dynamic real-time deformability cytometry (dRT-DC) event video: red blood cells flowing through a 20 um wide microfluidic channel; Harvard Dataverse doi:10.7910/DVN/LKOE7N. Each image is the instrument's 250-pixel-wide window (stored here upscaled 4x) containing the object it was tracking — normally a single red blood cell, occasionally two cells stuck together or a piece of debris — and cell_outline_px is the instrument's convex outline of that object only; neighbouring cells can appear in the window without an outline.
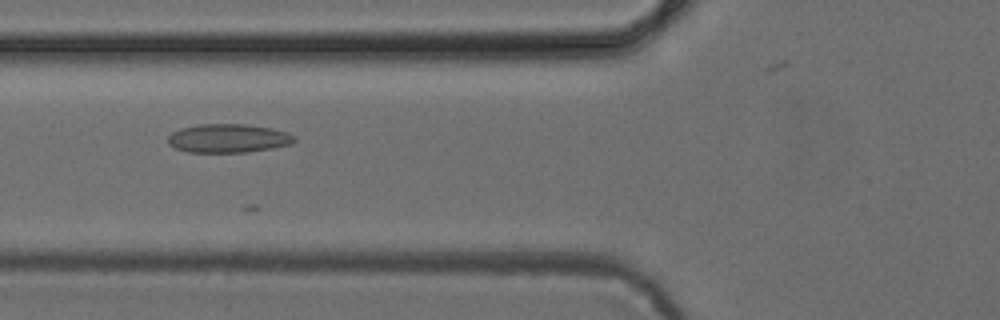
{"species": "common noctule bat (a hibernating species)", "species_latin": "Nyctalus noctula", "temperature_condition": "cold", "stored_images_in_passage": 37, "camera_frame_rate_fps": 3000, "um_per_image_px": 0.085, "animal": {"sex": "female", "body_mass_g": 24.6, "forearm_length_mm": 56.2}, "frame": {"image": 1, "passage_image": 12, "time_ms": 3.667, "image_size_px": [1000, 320], "cell_outline_px": [[296, 140], [292, 144], [272, 148], [244, 152], [188, 152], [176, 148], [168, 144], [168, 136], [172, 132], [180, 128], [200, 124], [244, 124], [272, 128], [288, 132], [296, 136]], "centroid_in_image_um": [19.42, 11.75], "position_along_channel_um": 106.4, "area_um2": 21.21}}
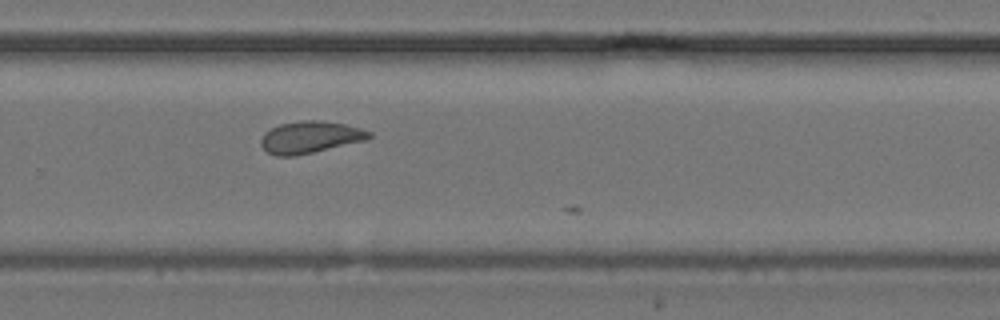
{"frame": {"image": 2, "passage_image": 27, "time_ms": 8.667, "image_size_px": [1000, 320], "cell_outline_px": [[372, 136], [368, 140], [296, 156], [276, 156], [268, 152], [260, 144], [260, 140], [264, 132], [280, 124], [300, 120], [320, 120], [344, 124], [360, 128], [372, 132]], "centroid_in_image_um": [26.37, 11.66], "position_along_channel_um": 303.4, "area_um2": 20.29}}
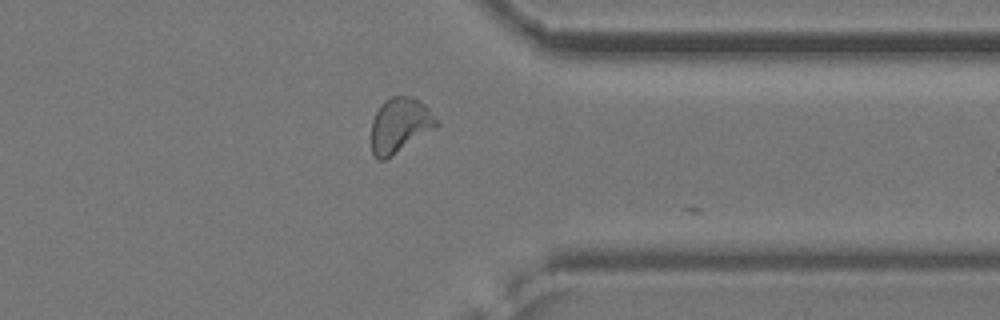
{"frame": {"image": 3, "passage_image": 33, "time_ms": 10.667, "image_size_px": [1000, 320], "cell_outline_px": [[440, 124], [436, 128], [392, 156], [384, 160], [376, 160], [372, 156], [372, 120], [376, 112], [384, 100], [392, 96], [408, 96], [424, 104], [440, 120]], "centroid_in_image_um": [34.0, 10.66], "position_along_channel_um": 377.4, "area_um2": 20.98}}